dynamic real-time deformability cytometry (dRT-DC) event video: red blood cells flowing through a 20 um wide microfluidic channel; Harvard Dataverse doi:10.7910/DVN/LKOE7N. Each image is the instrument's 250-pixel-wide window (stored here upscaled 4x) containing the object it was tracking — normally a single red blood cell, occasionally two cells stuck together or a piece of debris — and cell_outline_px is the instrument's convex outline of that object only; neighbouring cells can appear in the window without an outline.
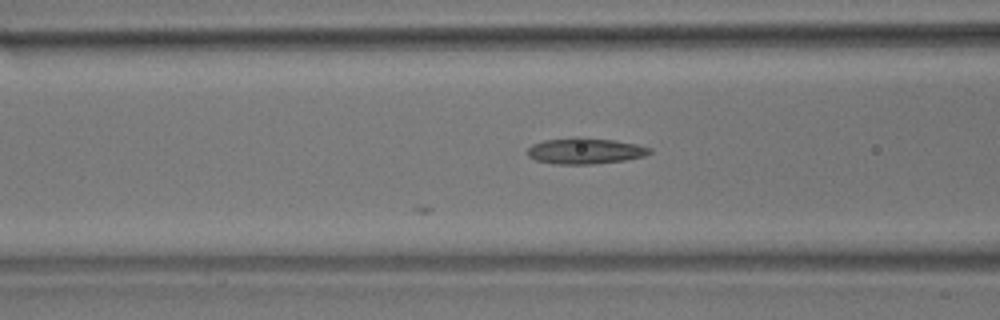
{"species": "common noctule bat (a hibernating species)", "species_latin": "Nyctalus noctula", "temperature_condition": "room temperature", "stored_images_in_passage": 21, "camera_frame_rate_fps": 3000, "um_per_image_px": 0.085, "animal": {"sex": "male", "body_mass_g": 17.9}, "frame": {"image": 1, "passage_image": 21, "time_ms": 6.667, "image_size_px": [1000, 320], "cell_outline_px": [[652, 152], [644, 156], [624, 160], [592, 164], [556, 164], [536, 160], [528, 156], [528, 148], [532, 144], [544, 140], [576, 136], [584, 136], [612, 140], [636, 144], [652, 148]], "centroid_in_image_um": [49.72, 12.81], "position_along_channel_um": 116.9, "area_um2": 18.67}}